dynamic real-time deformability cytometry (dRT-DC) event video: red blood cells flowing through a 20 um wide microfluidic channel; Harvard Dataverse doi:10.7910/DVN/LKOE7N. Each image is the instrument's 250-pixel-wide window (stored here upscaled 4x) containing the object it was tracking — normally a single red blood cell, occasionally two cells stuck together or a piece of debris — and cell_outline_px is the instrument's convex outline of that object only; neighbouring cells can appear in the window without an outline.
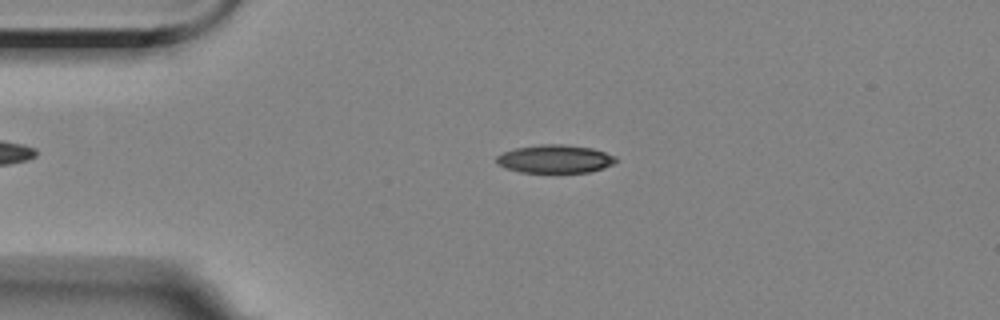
{"species": "Egyptian fruit bat (a non-hibernating species)", "species_latin": "Rousettus aegyptiacus", "temperature_condition": "room temperature", "stored_images_in_passage": 5, "camera_frame_rate_fps": 3000, "um_per_image_px": 0.085, "animal": {"sex": "female"}, "frame": {"image": 1, "passage_image": 4, "time_ms": 3.333, "image_size_px": [1000, 320], "cell_outline_px": [[616, 160], [612, 164], [604, 168], [588, 172], [520, 172], [496, 164], [496, 156], [504, 152], [516, 148], [540, 144], [564, 144], [592, 148], [616, 156]], "centroid_in_image_um": [47.17, 13.5], "position_along_channel_um": 37.8, "area_um2": 19.48}}